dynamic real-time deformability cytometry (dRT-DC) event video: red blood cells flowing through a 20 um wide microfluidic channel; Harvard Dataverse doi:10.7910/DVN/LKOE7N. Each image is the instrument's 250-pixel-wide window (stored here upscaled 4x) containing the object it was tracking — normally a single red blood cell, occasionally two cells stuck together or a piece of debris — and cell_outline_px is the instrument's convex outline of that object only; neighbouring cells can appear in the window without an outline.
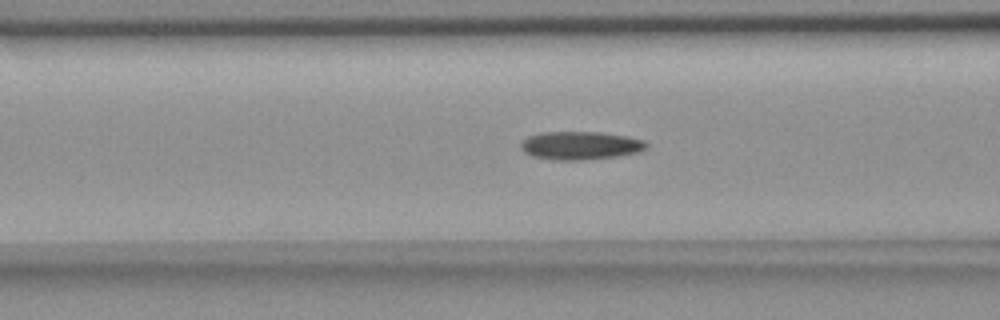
{"species": "common noctule bat (a hibernating species)", "species_latin": "Nyctalus noctula", "temperature_condition": "room temperature", "stored_images_in_passage": 40, "camera_frame_rate_fps": 3000, "um_per_image_px": 0.085, "animal": {"sex": "female", "body_mass_g": 18.4}, "frame": {"image": 1, "passage_image": 13, "time_ms": 4.0, "image_size_px": [1000, 320], "cell_outline_px": [[648, 148], [636, 152], [616, 156], [584, 160], [556, 160], [532, 156], [524, 152], [520, 148], [520, 144], [528, 136], [544, 132], [600, 132], [628, 136], [644, 140], [648, 144]], "centroid_in_image_um": [49.34, 12.36], "position_along_channel_um": 117.3, "area_um2": 20.63}}
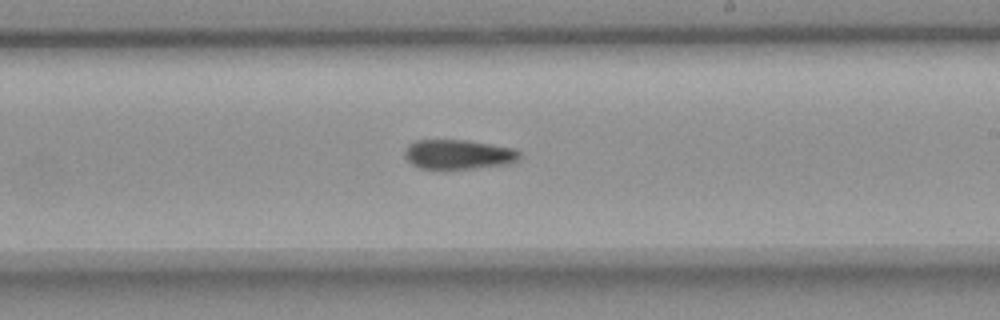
{"frame": {"image": 2, "passage_image": 24, "time_ms": 7.667, "image_size_px": [1000, 320], "cell_outline_px": [[520, 156], [516, 160], [500, 164], [472, 168], [420, 168], [412, 164], [404, 156], [404, 152], [408, 144], [416, 140], [464, 140], [512, 148], [520, 152]], "centroid_in_image_um": [38.88, 13.11], "position_along_channel_um": 250.1, "area_um2": 19.19}}
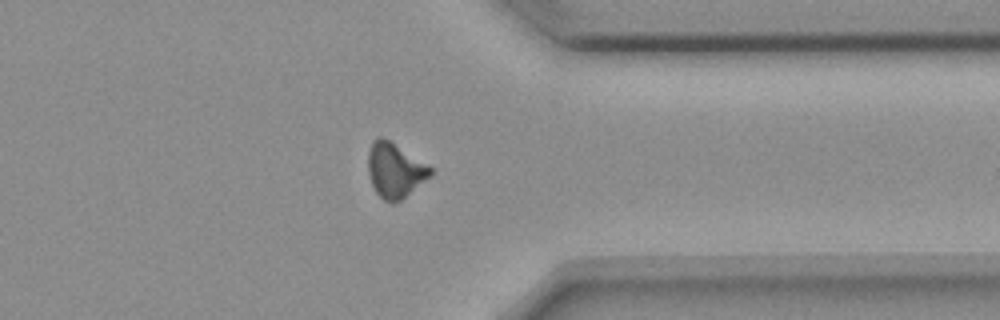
{"frame": {"image": 3, "passage_image": 35, "time_ms": 11.333, "image_size_px": [1000, 320], "cell_outline_px": [[432, 172], [428, 176], [400, 200], [392, 204], [384, 200], [376, 192], [368, 176], [368, 152], [372, 140], [376, 136], [380, 136], [388, 140], [432, 168]], "centroid_in_image_um": [33.49, 14.46], "position_along_channel_um": 377.9, "area_um2": 19.31}, "authors_computed_cell_mechanics": {"area_um2": 19.941, "velocity_mm_per_s": 3.6418, "shape_relaxation_time_tau1_ms": 11.295, "shape_relaxation_time_tau2_ms": null, "deformation_change_tau1": 0.2129, "deformation_change_tau2": null}}